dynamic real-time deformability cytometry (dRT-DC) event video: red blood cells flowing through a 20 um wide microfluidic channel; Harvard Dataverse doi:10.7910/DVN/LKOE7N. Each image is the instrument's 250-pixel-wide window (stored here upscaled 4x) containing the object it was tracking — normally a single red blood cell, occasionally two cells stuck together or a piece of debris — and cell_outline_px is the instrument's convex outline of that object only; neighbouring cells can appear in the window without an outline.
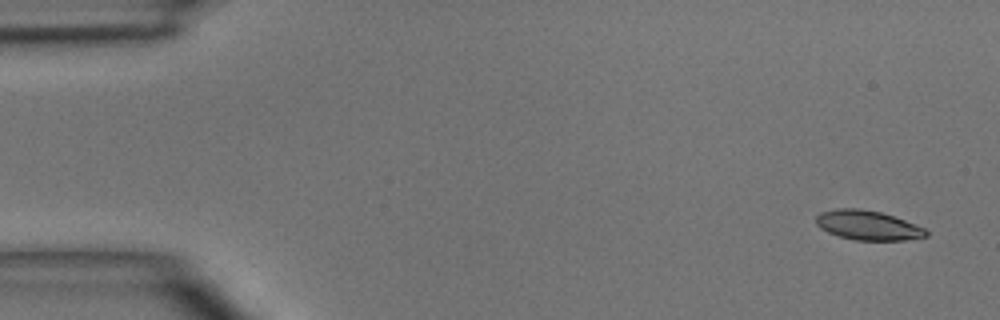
{"species": "common noctule bat (a hibernating species)", "species_latin": "Nyctalus noctula", "temperature_condition": "room temperature", "stored_images_in_passage": 4, "camera_frame_rate_fps": 3000, "um_per_image_px": 0.085, "animal": {"sex": "male", "body_mass_g": 15.6}, "frame": {"image": 1, "passage_image": 1, "time_ms": 0.0, "image_size_px": [1000, 320], "cell_outline_px": [[928, 236], [904, 240], [856, 240], [840, 236], [828, 232], [820, 228], [816, 224], [816, 216], [820, 212], [836, 208], [856, 208], [880, 212], [904, 220], [924, 228], [928, 232]], "centroid_in_image_um": [73.74, 19.14], "position_along_channel_um": 11.3, "area_um2": 18.73}}
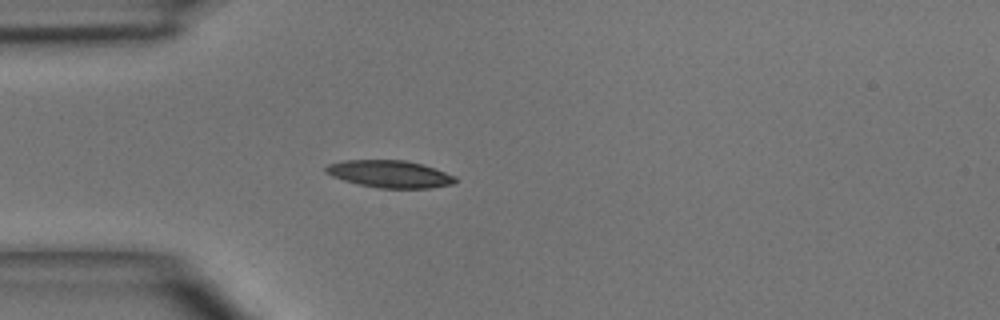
{"frame": {"image": 2, "passage_image": 4, "time_ms": 3.667, "image_size_px": [1000, 320], "cell_outline_px": [[456, 180], [452, 184], [432, 188], [380, 188], [360, 184], [344, 180], [332, 176], [324, 172], [324, 168], [328, 164], [344, 160], [404, 160], [424, 164], [456, 176]], "centroid_in_image_um": [33.13, 14.78], "position_along_channel_um": 51.9, "area_um2": 20.58}}